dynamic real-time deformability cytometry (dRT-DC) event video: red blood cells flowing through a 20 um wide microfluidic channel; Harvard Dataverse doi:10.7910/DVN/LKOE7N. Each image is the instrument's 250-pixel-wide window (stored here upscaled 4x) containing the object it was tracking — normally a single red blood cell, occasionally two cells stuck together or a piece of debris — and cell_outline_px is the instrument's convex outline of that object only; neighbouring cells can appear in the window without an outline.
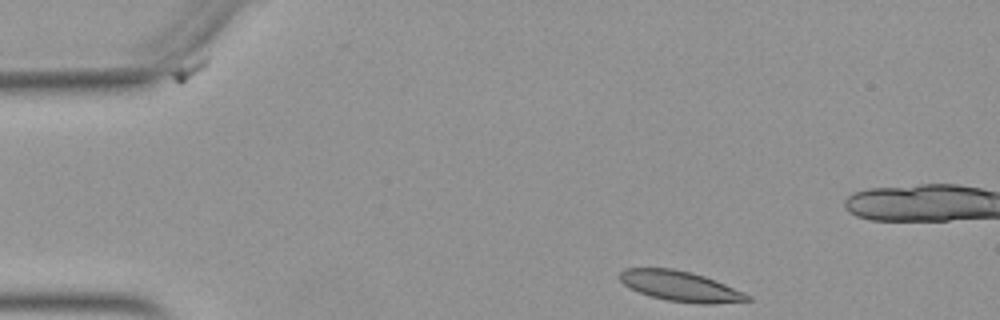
{"species": "Egyptian fruit bat (a non-hibernating species)", "species_latin": "Rousettus aegyptiacus", "temperature_condition": "warm", "stored_images_in_passage": 36, "camera_frame_rate_fps": 3000, "um_per_image_px": 0.085, "animal": {"sex": "female"}, "frame": {"image": 1, "passage_image": 1, "time_ms": 0.0, "image_size_px": [1000, 320], "cell_outline_px": [[752, 300], [712, 304], [700, 304], [668, 300], [652, 296], [640, 292], [624, 284], [620, 280], [620, 272], [624, 268], [672, 268], [692, 272], [716, 280], [744, 292], [752, 296]], "centroid_in_image_um": [57.87, 24.32], "position_along_channel_um": 27.1, "area_um2": 22.37}}
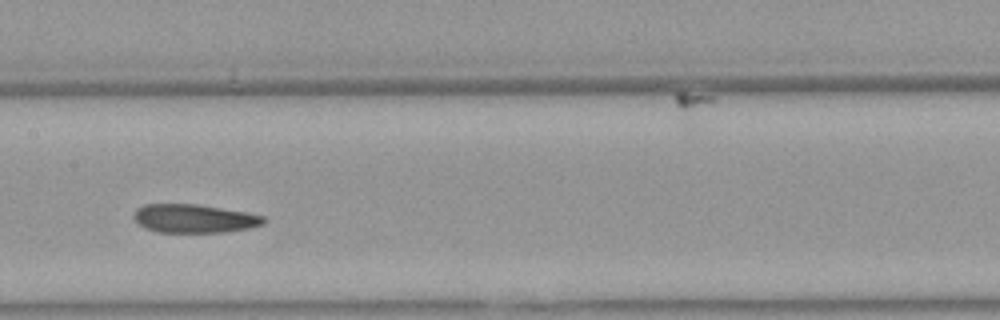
{"frame": {"image": 2, "passage_image": 19, "time_ms": 6.0, "image_size_px": [1000, 320], "cell_outline_px": [[268, 220], [264, 224], [248, 228], [224, 232], [156, 232], [144, 228], [132, 216], [136, 208], [144, 204], [196, 204], [248, 212], [264, 216]], "centroid_in_image_um": [16.51, 18.57], "position_along_channel_um": 190.9, "area_um2": 21.73}}
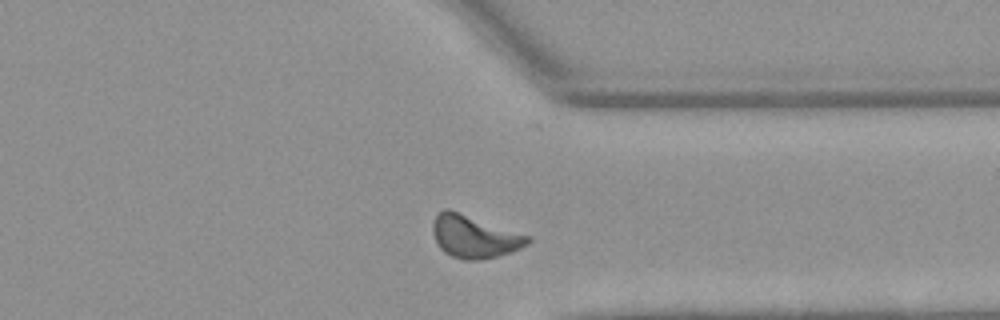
{"frame": {"image": 3, "passage_image": 33, "time_ms": 10.667, "image_size_px": [1000, 320], "cell_outline_px": [[532, 240], [528, 244], [512, 252], [480, 260], [464, 260], [452, 256], [444, 252], [440, 248], [432, 232], [432, 224], [436, 216], [444, 208], [448, 208], [528, 236]], "centroid_in_image_um": [40.29, 20.12], "position_along_channel_um": 371.1, "area_um2": 23.24}, "authors_computed_cell_mechanics": {"area_um2": 22.4842, "velocity_mm_per_s": 3.9043, "shape_relaxation_time_tau1_ms": 9.0843, "shape_relaxation_time_tau2_ms": 2.9293, "deformation_change_tau1": 0.2142, "deformation_change_tau2": 0.1099}}